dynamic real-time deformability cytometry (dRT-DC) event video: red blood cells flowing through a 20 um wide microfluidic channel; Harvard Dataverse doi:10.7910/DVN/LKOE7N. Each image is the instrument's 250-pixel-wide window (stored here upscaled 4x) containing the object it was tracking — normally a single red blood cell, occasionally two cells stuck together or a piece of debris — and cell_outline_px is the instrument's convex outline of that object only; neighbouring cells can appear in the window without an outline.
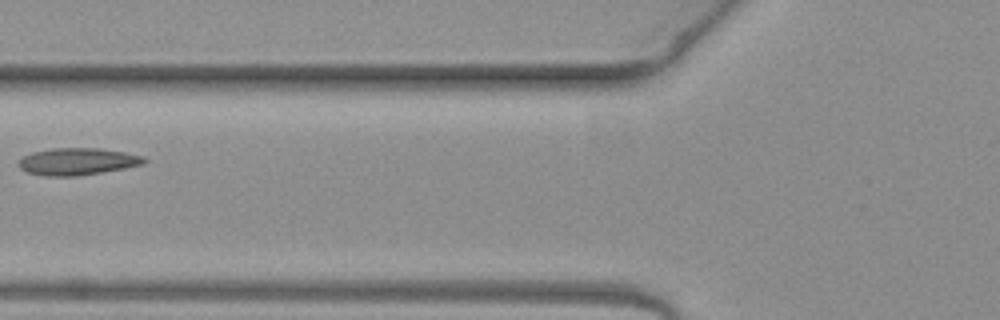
{"species": "common noctule bat (a hibernating species)", "species_latin": "Nyctalus noctula", "temperature_condition": "warm", "stored_images_in_passage": 2, "camera_frame_rate_fps": 3000, "um_per_image_px": 0.085, "animal": {"sex": "female", "body_mass_g": 19.3, "forearm_length_mm": 54.1}, "frame": {"image": 1, "passage_image": 2, "time_ms": 0.333, "image_size_px": [1000, 320], "cell_outline_px": [[148, 160], [144, 164], [124, 168], [76, 176], [44, 176], [28, 172], [20, 168], [16, 164], [16, 160], [32, 152], [52, 148], [100, 148], [124, 152], [144, 156]], "centroid_in_image_um": [6.56, 13.72], "position_along_channel_um": 119.2, "area_um2": 19.88}}